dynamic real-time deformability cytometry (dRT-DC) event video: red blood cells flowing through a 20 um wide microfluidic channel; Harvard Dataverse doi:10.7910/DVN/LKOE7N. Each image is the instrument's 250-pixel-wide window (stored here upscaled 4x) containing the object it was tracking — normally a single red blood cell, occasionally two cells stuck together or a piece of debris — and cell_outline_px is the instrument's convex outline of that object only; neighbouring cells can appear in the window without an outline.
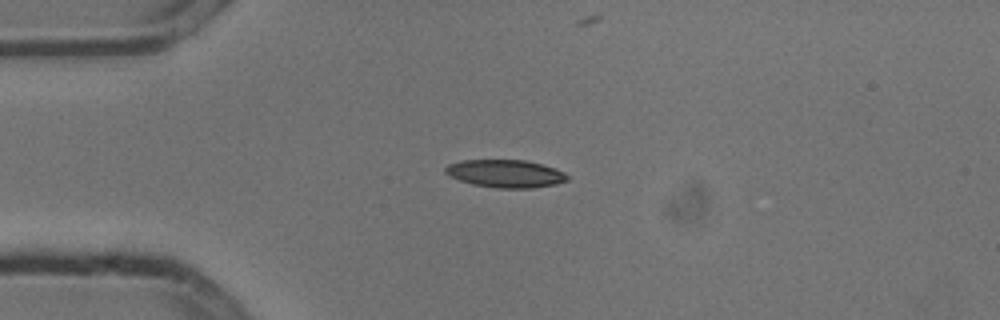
{"species": "common noctule bat (a hibernating species)", "species_latin": "Nyctalus noctula", "temperature_condition": "cold", "stored_images_in_passage": 2, "camera_frame_rate_fps": 3000, "um_per_image_px": 0.085, "animal": {"sex": "male", "body_mass_g": 13.3}, "frame": {"image": 1, "passage_image": 1, "time_ms": 0.0, "image_size_px": [1000, 320], "cell_outline_px": [[568, 180], [556, 184], [532, 188], [496, 188], [472, 184], [448, 176], [444, 172], [444, 168], [448, 164], [460, 160], [524, 160], [556, 168], [564, 172], [568, 176]], "centroid_in_image_um": [42.94, 14.76], "position_along_channel_um": 42.1, "area_um2": 19.83}}